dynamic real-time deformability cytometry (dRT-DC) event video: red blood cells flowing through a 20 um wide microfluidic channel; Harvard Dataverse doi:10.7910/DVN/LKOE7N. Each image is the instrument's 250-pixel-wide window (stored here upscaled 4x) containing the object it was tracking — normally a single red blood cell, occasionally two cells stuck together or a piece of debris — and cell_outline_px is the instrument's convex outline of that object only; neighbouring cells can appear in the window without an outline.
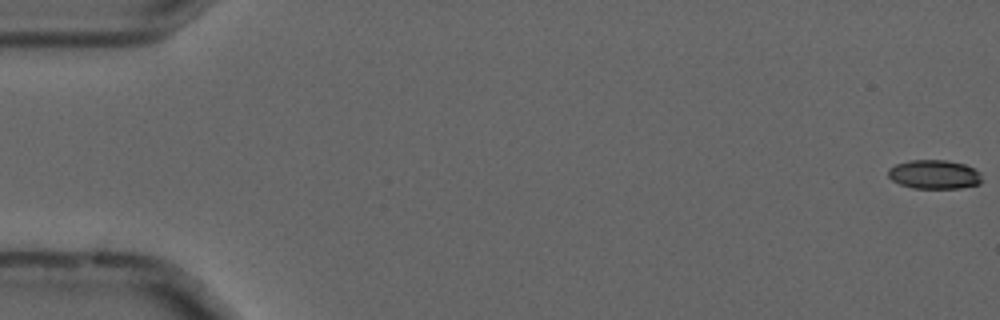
{"species": "common noctule bat (a hibernating species)", "species_latin": "Nyctalus noctula", "temperature_condition": "cold", "stored_images_in_passage": 12, "camera_frame_rate_fps": 3000, "um_per_image_px": 0.085, "animal": {"sex": "male", "forearm_length_mm": 52.5}, "frame": {"image": 1, "passage_image": 1, "time_ms": 0.0, "image_size_px": [1000, 320], "cell_outline_px": [[984, 180], [980, 184], [960, 188], [912, 188], [900, 184], [892, 180], [888, 176], [888, 168], [896, 164], [908, 160], [944, 160], [964, 164], [980, 172]], "centroid_in_image_um": [79.42, 14.83], "position_along_channel_um": 5.6, "area_um2": 15.95}}